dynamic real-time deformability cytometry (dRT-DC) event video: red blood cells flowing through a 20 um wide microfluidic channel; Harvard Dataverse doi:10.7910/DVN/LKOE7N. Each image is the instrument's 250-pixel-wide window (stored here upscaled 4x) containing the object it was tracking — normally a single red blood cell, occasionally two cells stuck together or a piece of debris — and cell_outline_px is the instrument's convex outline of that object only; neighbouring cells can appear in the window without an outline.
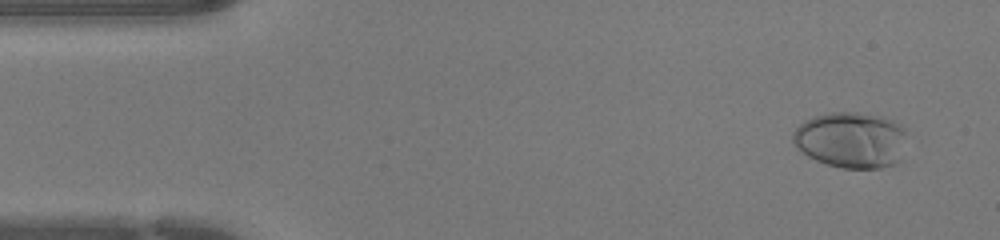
{"species": "human", "species_latin": "Homo sapiens", "temperature_condition": "warm", "stored_images_in_passage": 44, "camera_frame_rate_fps": 3000, "um_per_image_px": 0.085, "donor": {"sex": "female"}, "frame": {"image": 1, "passage_image": 3, "time_ms": 0.667, "image_size_px": [1000, 240], "cell_outline_px": [[904, 132], [900, 160], [892, 164], [880, 168], [840, 168], [816, 160], [808, 156], [796, 148], [792, 140], [792, 132], [800, 124], [816, 116], [828, 112], [856, 112], [880, 116], [892, 120], [900, 124], [904, 128]], "centroid_in_image_um": [72.3, 11.89], "position_along_channel_um": 12.7, "area_um2": 36.93}}
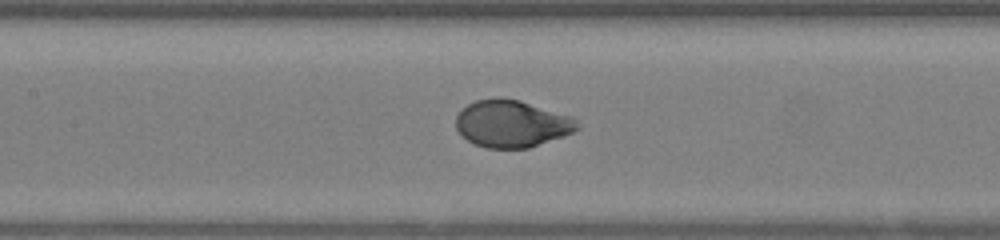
{"frame": {"image": 2, "passage_image": 20, "time_ms": 6.333, "image_size_px": [1000, 240], "cell_outline_px": [[580, 128], [564, 136], [528, 148], [488, 148], [476, 144], [460, 136], [456, 128], [456, 116], [468, 104], [476, 100], [520, 100], [572, 116], [576, 120]], "centroid_in_image_um": [43.52, 10.54], "position_along_channel_um": 163.9, "area_um2": 32.83}}
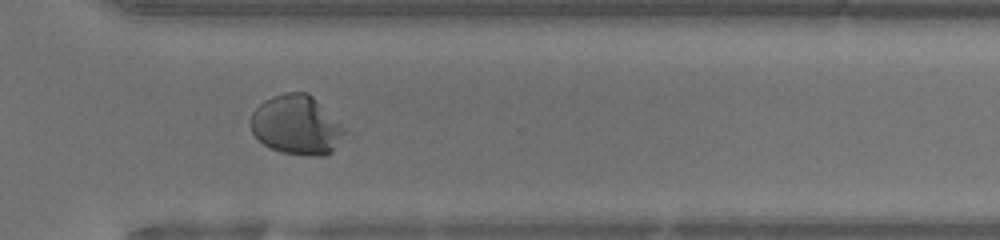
{"frame": {"image": 3, "passage_image": 32, "time_ms": 10.333, "image_size_px": [1000, 240], "cell_outline_px": [[348, 132], [332, 152], [324, 156], [308, 156], [280, 152], [264, 144], [252, 132], [252, 112], [264, 100], [272, 96], [284, 92], [308, 92]], "centroid_in_image_um": [25.22, 10.64], "position_along_channel_um": 345.4, "area_um2": 32.25}}